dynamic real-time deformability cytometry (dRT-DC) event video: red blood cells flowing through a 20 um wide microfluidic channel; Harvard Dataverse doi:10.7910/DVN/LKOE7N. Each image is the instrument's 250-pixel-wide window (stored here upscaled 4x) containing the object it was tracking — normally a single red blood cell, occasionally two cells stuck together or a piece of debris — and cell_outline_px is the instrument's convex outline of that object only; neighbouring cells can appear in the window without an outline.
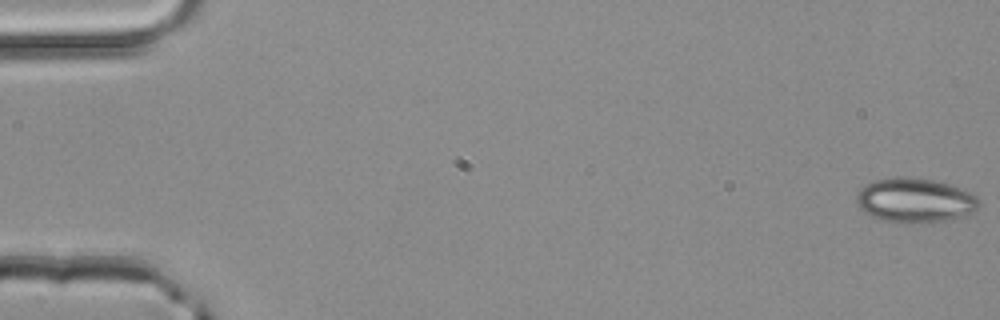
{"species": "common noctule bat (a hibernating species)", "species_latin": "Nyctalus noctula", "temperature_condition": "room temperature", "stored_images_in_passage": 4, "camera_frame_rate_fps": 3000, "um_per_image_px": 0.085, "animal": {"sex": "male", "body_mass_g": 20.4}, "frame": {"image": 1, "passage_image": 1, "time_ms": 0.0, "image_size_px": [1000, 320], "cell_outline_px": [[980, 204], [972, 212], [964, 216], [924, 224], [884, 220], [872, 216], [864, 212], [860, 208], [856, 200], [856, 192], [864, 184], [876, 180], [896, 176], [912, 176], [936, 180], [960, 188], [976, 196], [980, 200]], "centroid_in_image_um": [77.75, 17.01], "position_along_channel_um": 7.2, "area_um2": 31.96}}